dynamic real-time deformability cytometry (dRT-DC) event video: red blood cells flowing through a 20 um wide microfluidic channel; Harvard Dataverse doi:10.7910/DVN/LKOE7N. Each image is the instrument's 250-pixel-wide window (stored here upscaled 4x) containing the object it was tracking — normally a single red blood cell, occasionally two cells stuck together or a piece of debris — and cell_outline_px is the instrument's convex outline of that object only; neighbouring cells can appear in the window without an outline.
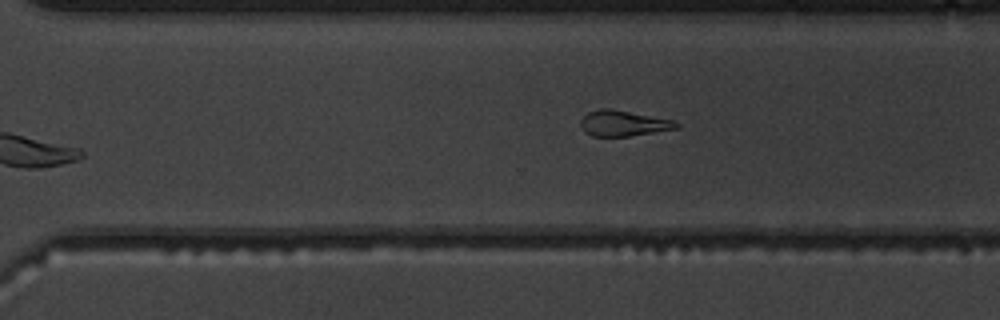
{"species": "common noctule bat (a hibernating species)", "species_latin": "Nyctalus noctula", "temperature_condition": "warm", "stored_images_in_passage": 10, "camera_frame_rate_fps": 3000, "um_per_image_px": 0.085, "animal": {"sex": "male", "body_mass_g": 19.5, "forearm_length_mm": 54.6}, "frame": {"image": 1, "passage_image": 10, "time_ms": 11.333, "image_size_px": [1000, 320], "cell_outline_px": [[680, 128], [628, 136], [592, 136], [584, 132], [580, 124], [580, 120], [588, 112], [600, 108], [608, 108], [676, 120], [680, 124]], "centroid_in_image_um": [53.0, 10.48], "position_along_channel_um": 317.6, "area_um2": 14.39}}